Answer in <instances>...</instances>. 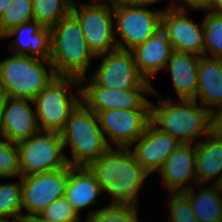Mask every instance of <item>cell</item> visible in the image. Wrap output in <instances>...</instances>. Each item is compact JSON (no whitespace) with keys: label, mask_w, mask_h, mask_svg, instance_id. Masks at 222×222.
I'll list each match as a JSON object with an SVG mask.
<instances>
[{"label":"cell","mask_w":222,"mask_h":222,"mask_svg":"<svg viewBox=\"0 0 222 222\" xmlns=\"http://www.w3.org/2000/svg\"><path fill=\"white\" fill-rule=\"evenodd\" d=\"M107 194L109 203L140 206V191L150 175L128 148L110 147L86 166Z\"/></svg>","instance_id":"6da1fadb"},{"label":"cell","mask_w":222,"mask_h":222,"mask_svg":"<svg viewBox=\"0 0 222 222\" xmlns=\"http://www.w3.org/2000/svg\"><path fill=\"white\" fill-rule=\"evenodd\" d=\"M177 100L151 102V122L181 144L199 143L214 130V115L194 99Z\"/></svg>","instance_id":"7a4b0ae2"},{"label":"cell","mask_w":222,"mask_h":222,"mask_svg":"<svg viewBox=\"0 0 222 222\" xmlns=\"http://www.w3.org/2000/svg\"><path fill=\"white\" fill-rule=\"evenodd\" d=\"M50 62L56 76L81 79L91 69L96 55L89 48L80 23L68 14L50 29Z\"/></svg>","instance_id":"3957f363"},{"label":"cell","mask_w":222,"mask_h":222,"mask_svg":"<svg viewBox=\"0 0 222 222\" xmlns=\"http://www.w3.org/2000/svg\"><path fill=\"white\" fill-rule=\"evenodd\" d=\"M60 134L64 149L71 151V157L66 155L70 166H87L110 148L97 115L82 102L71 113Z\"/></svg>","instance_id":"277c9868"},{"label":"cell","mask_w":222,"mask_h":222,"mask_svg":"<svg viewBox=\"0 0 222 222\" xmlns=\"http://www.w3.org/2000/svg\"><path fill=\"white\" fill-rule=\"evenodd\" d=\"M8 54L0 61V84L9 97L33 100L56 77L50 60Z\"/></svg>","instance_id":"5b68a950"},{"label":"cell","mask_w":222,"mask_h":222,"mask_svg":"<svg viewBox=\"0 0 222 222\" xmlns=\"http://www.w3.org/2000/svg\"><path fill=\"white\" fill-rule=\"evenodd\" d=\"M33 102L40 131L60 133L71 113L81 103L80 79L56 76Z\"/></svg>","instance_id":"8992f818"},{"label":"cell","mask_w":222,"mask_h":222,"mask_svg":"<svg viewBox=\"0 0 222 222\" xmlns=\"http://www.w3.org/2000/svg\"><path fill=\"white\" fill-rule=\"evenodd\" d=\"M175 6L176 4H167L165 8L150 10L114 2V28L118 49L130 51L156 34L162 28V13Z\"/></svg>","instance_id":"52a82bcc"},{"label":"cell","mask_w":222,"mask_h":222,"mask_svg":"<svg viewBox=\"0 0 222 222\" xmlns=\"http://www.w3.org/2000/svg\"><path fill=\"white\" fill-rule=\"evenodd\" d=\"M71 13L80 23L84 38L96 56L118 49L113 2L90 0L88 3H79L74 0Z\"/></svg>","instance_id":"ba28073f"},{"label":"cell","mask_w":222,"mask_h":222,"mask_svg":"<svg viewBox=\"0 0 222 222\" xmlns=\"http://www.w3.org/2000/svg\"><path fill=\"white\" fill-rule=\"evenodd\" d=\"M16 146L21 176L69 166L62 137L58 132L39 131Z\"/></svg>","instance_id":"9c48e42d"},{"label":"cell","mask_w":222,"mask_h":222,"mask_svg":"<svg viewBox=\"0 0 222 222\" xmlns=\"http://www.w3.org/2000/svg\"><path fill=\"white\" fill-rule=\"evenodd\" d=\"M81 102L95 114L108 109L151 110L146 94L157 95L154 88L109 89L97 85L88 75L80 79Z\"/></svg>","instance_id":"30bf717a"},{"label":"cell","mask_w":222,"mask_h":222,"mask_svg":"<svg viewBox=\"0 0 222 222\" xmlns=\"http://www.w3.org/2000/svg\"><path fill=\"white\" fill-rule=\"evenodd\" d=\"M67 166L49 172L21 176L23 222H31L57 198L65 196L69 170Z\"/></svg>","instance_id":"8fae6325"},{"label":"cell","mask_w":222,"mask_h":222,"mask_svg":"<svg viewBox=\"0 0 222 222\" xmlns=\"http://www.w3.org/2000/svg\"><path fill=\"white\" fill-rule=\"evenodd\" d=\"M101 62L88 75L97 85L109 89L153 88L139 72L131 51L117 49L96 56Z\"/></svg>","instance_id":"7c38bea8"},{"label":"cell","mask_w":222,"mask_h":222,"mask_svg":"<svg viewBox=\"0 0 222 222\" xmlns=\"http://www.w3.org/2000/svg\"><path fill=\"white\" fill-rule=\"evenodd\" d=\"M96 115L107 144L116 148H129L151 122V110L108 109Z\"/></svg>","instance_id":"4fadbf2b"},{"label":"cell","mask_w":222,"mask_h":222,"mask_svg":"<svg viewBox=\"0 0 222 222\" xmlns=\"http://www.w3.org/2000/svg\"><path fill=\"white\" fill-rule=\"evenodd\" d=\"M188 10L178 7L162 13V30L166 33L173 49L204 56V27L203 22L195 23L189 18Z\"/></svg>","instance_id":"5bb4252c"},{"label":"cell","mask_w":222,"mask_h":222,"mask_svg":"<svg viewBox=\"0 0 222 222\" xmlns=\"http://www.w3.org/2000/svg\"><path fill=\"white\" fill-rule=\"evenodd\" d=\"M195 162L196 144L180 143L157 172L161 177V184L169 193L184 192L193 185H198Z\"/></svg>","instance_id":"9a60e30c"},{"label":"cell","mask_w":222,"mask_h":222,"mask_svg":"<svg viewBox=\"0 0 222 222\" xmlns=\"http://www.w3.org/2000/svg\"><path fill=\"white\" fill-rule=\"evenodd\" d=\"M179 144L180 142L174 137L150 122L144 134L128 149L133 153L136 161L149 174H153L161 169L167 157Z\"/></svg>","instance_id":"2e32d148"},{"label":"cell","mask_w":222,"mask_h":222,"mask_svg":"<svg viewBox=\"0 0 222 222\" xmlns=\"http://www.w3.org/2000/svg\"><path fill=\"white\" fill-rule=\"evenodd\" d=\"M39 131L33 100L8 97L0 126V137L17 144Z\"/></svg>","instance_id":"e0dca14e"},{"label":"cell","mask_w":222,"mask_h":222,"mask_svg":"<svg viewBox=\"0 0 222 222\" xmlns=\"http://www.w3.org/2000/svg\"><path fill=\"white\" fill-rule=\"evenodd\" d=\"M10 37H14L9 41L8 51L10 53L50 60V28L42 27L38 22L32 20L12 28L2 39Z\"/></svg>","instance_id":"ac0fdd59"},{"label":"cell","mask_w":222,"mask_h":222,"mask_svg":"<svg viewBox=\"0 0 222 222\" xmlns=\"http://www.w3.org/2000/svg\"><path fill=\"white\" fill-rule=\"evenodd\" d=\"M130 51L140 74L151 83V79L166 67L174 49L166 33L160 29L144 43L136 45Z\"/></svg>","instance_id":"d6986e66"},{"label":"cell","mask_w":222,"mask_h":222,"mask_svg":"<svg viewBox=\"0 0 222 222\" xmlns=\"http://www.w3.org/2000/svg\"><path fill=\"white\" fill-rule=\"evenodd\" d=\"M194 100L215 115L222 108V59L201 56Z\"/></svg>","instance_id":"ffe728a7"},{"label":"cell","mask_w":222,"mask_h":222,"mask_svg":"<svg viewBox=\"0 0 222 222\" xmlns=\"http://www.w3.org/2000/svg\"><path fill=\"white\" fill-rule=\"evenodd\" d=\"M65 197L81 215V210L96 205L104 197L103 190L86 166H73L69 170Z\"/></svg>","instance_id":"44dd1931"},{"label":"cell","mask_w":222,"mask_h":222,"mask_svg":"<svg viewBox=\"0 0 222 222\" xmlns=\"http://www.w3.org/2000/svg\"><path fill=\"white\" fill-rule=\"evenodd\" d=\"M195 166L198 185H214L222 177V135L215 130L196 143Z\"/></svg>","instance_id":"7402d4cb"},{"label":"cell","mask_w":222,"mask_h":222,"mask_svg":"<svg viewBox=\"0 0 222 222\" xmlns=\"http://www.w3.org/2000/svg\"><path fill=\"white\" fill-rule=\"evenodd\" d=\"M200 57L191 53L173 51L166 64L178 99H193L198 84V62Z\"/></svg>","instance_id":"603a6c76"},{"label":"cell","mask_w":222,"mask_h":222,"mask_svg":"<svg viewBox=\"0 0 222 222\" xmlns=\"http://www.w3.org/2000/svg\"><path fill=\"white\" fill-rule=\"evenodd\" d=\"M196 186L199 189H195ZM207 186L195 185L183 193L189 198L193 213L199 222H222V196L213 184Z\"/></svg>","instance_id":"cb8c5ba5"},{"label":"cell","mask_w":222,"mask_h":222,"mask_svg":"<svg viewBox=\"0 0 222 222\" xmlns=\"http://www.w3.org/2000/svg\"><path fill=\"white\" fill-rule=\"evenodd\" d=\"M74 0H32L33 20L52 28L71 13Z\"/></svg>","instance_id":"d4e9b609"},{"label":"cell","mask_w":222,"mask_h":222,"mask_svg":"<svg viewBox=\"0 0 222 222\" xmlns=\"http://www.w3.org/2000/svg\"><path fill=\"white\" fill-rule=\"evenodd\" d=\"M138 207L134 204L106 203L100 208L88 209L84 222H140Z\"/></svg>","instance_id":"484cf974"},{"label":"cell","mask_w":222,"mask_h":222,"mask_svg":"<svg viewBox=\"0 0 222 222\" xmlns=\"http://www.w3.org/2000/svg\"><path fill=\"white\" fill-rule=\"evenodd\" d=\"M8 218L23 222L21 177L19 182L0 183V219Z\"/></svg>","instance_id":"4316f807"},{"label":"cell","mask_w":222,"mask_h":222,"mask_svg":"<svg viewBox=\"0 0 222 222\" xmlns=\"http://www.w3.org/2000/svg\"><path fill=\"white\" fill-rule=\"evenodd\" d=\"M202 20L204 27V56L222 59V13L206 11V15Z\"/></svg>","instance_id":"83f0119b"},{"label":"cell","mask_w":222,"mask_h":222,"mask_svg":"<svg viewBox=\"0 0 222 222\" xmlns=\"http://www.w3.org/2000/svg\"><path fill=\"white\" fill-rule=\"evenodd\" d=\"M32 20V0H13L0 16V39L12 28Z\"/></svg>","instance_id":"f1b7e54d"},{"label":"cell","mask_w":222,"mask_h":222,"mask_svg":"<svg viewBox=\"0 0 222 222\" xmlns=\"http://www.w3.org/2000/svg\"><path fill=\"white\" fill-rule=\"evenodd\" d=\"M81 215L65 196L57 198L31 222H80Z\"/></svg>","instance_id":"f546056e"},{"label":"cell","mask_w":222,"mask_h":222,"mask_svg":"<svg viewBox=\"0 0 222 222\" xmlns=\"http://www.w3.org/2000/svg\"><path fill=\"white\" fill-rule=\"evenodd\" d=\"M0 138V179L21 177L16 143Z\"/></svg>","instance_id":"4dcf8cb0"},{"label":"cell","mask_w":222,"mask_h":222,"mask_svg":"<svg viewBox=\"0 0 222 222\" xmlns=\"http://www.w3.org/2000/svg\"><path fill=\"white\" fill-rule=\"evenodd\" d=\"M168 222H199L193 213L189 198L183 193H169Z\"/></svg>","instance_id":"1f68e13d"},{"label":"cell","mask_w":222,"mask_h":222,"mask_svg":"<svg viewBox=\"0 0 222 222\" xmlns=\"http://www.w3.org/2000/svg\"><path fill=\"white\" fill-rule=\"evenodd\" d=\"M214 0H175L176 7L183 10L209 11ZM191 9V10H190Z\"/></svg>","instance_id":"d6a6232c"},{"label":"cell","mask_w":222,"mask_h":222,"mask_svg":"<svg viewBox=\"0 0 222 222\" xmlns=\"http://www.w3.org/2000/svg\"><path fill=\"white\" fill-rule=\"evenodd\" d=\"M168 1H170L169 2L170 4H175V0H168ZM119 2L126 6L149 8L155 5L156 3L165 2V1L164 0H120Z\"/></svg>","instance_id":"836d02e7"},{"label":"cell","mask_w":222,"mask_h":222,"mask_svg":"<svg viewBox=\"0 0 222 222\" xmlns=\"http://www.w3.org/2000/svg\"><path fill=\"white\" fill-rule=\"evenodd\" d=\"M8 93L4 89V87L0 84V126L2 122L3 112L6 105V101L8 99Z\"/></svg>","instance_id":"e575fe53"},{"label":"cell","mask_w":222,"mask_h":222,"mask_svg":"<svg viewBox=\"0 0 222 222\" xmlns=\"http://www.w3.org/2000/svg\"><path fill=\"white\" fill-rule=\"evenodd\" d=\"M214 130L222 135V108L214 115Z\"/></svg>","instance_id":"d590c367"},{"label":"cell","mask_w":222,"mask_h":222,"mask_svg":"<svg viewBox=\"0 0 222 222\" xmlns=\"http://www.w3.org/2000/svg\"><path fill=\"white\" fill-rule=\"evenodd\" d=\"M209 11L214 13H222V0H214Z\"/></svg>","instance_id":"8d00e7d4"},{"label":"cell","mask_w":222,"mask_h":222,"mask_svg":"<svg viewBox=\"0 0 222 222\" xmlns=\"http://www.w3.org/2000/svg\"><path fill=\"white\" fill-rule=\"evenodd\" d=\"M13 0H0V16L5 12Z\"/></svg>","instance_id":"74e56055"},{"label":"cell","mask_w":222,"mask_h":222,"mask_svg":"<svg viewBox=\"0 0 222 222\" xmlns=\"http://www.w3.org/2000/svg\"><path fill=\"white\" fill-rule=\"evenodd\" d=\"M219 194L222 196V177L214 184Z\"/></svg>","instance_id":"f35d334b"},{"label":"cell","mask_w":222,"mask_h":222,"mask_svg":"<svg viewBox=\"0 0 222 222\" xmlns=\"http://www.w3.org/2000/svg\"><path fill=\"white\" fill-rule=\"evenodd\" d=\"M0 222H19V221H15V220H10V219H0Z\"/></svg>","instance_id":"ab89813d"},{"label":"cell","mask_w":222,"mask_h":222,"mask_svg":"<svg viewBox=\"0 0 222 222\" xmlns=\"http://www.w3.org/2000/svg\"><path fill=\"white\" fill-rule=\"evenodd\" d=\"M98 1H105V2H117V1H120V0H98Z\"/></svg>","instance_id":"60d3db41"}]
</instances>
